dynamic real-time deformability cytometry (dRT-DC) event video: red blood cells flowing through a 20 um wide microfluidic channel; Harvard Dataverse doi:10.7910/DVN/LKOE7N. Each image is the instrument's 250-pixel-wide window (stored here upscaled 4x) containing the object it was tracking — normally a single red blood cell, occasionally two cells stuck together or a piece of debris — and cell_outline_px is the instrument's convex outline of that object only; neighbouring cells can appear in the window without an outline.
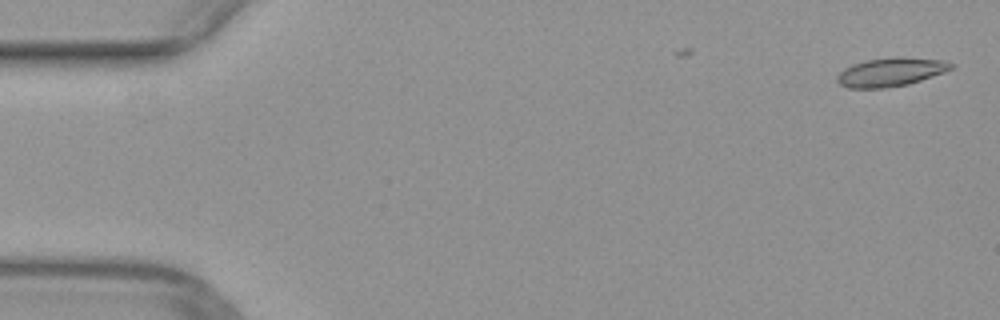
{"species": "common noctule bat (a hibernating species)", "species_latin": "Nyctalus noctula", "temperature_condition": "warm", "stored_images_in_passage": 9, "camera_frame_rate_fps": 3000, "um_per_image_px": 0.085, "animal": {"sex": "female", "body_mass_g": 29.2, "forearm_length_mm": 56.3}, "frame": {"image": 1, "passage_image": 1, "time_ms": 0.0, "image_size_px": [1000, 320], "cell_outline_px": [[956, 64], [952, 68], [944, 72], [908, 84], [884, 88], [848, 88], [840, 84], [836, 80], [836, 76], [844, 68], [852, 64], [864, 60], [900, 56], [944, 60]], "centroid_in_image_um": [75.7, 6.11], "position_along_channel_um": 9.3, "area_um2": 19.13}}